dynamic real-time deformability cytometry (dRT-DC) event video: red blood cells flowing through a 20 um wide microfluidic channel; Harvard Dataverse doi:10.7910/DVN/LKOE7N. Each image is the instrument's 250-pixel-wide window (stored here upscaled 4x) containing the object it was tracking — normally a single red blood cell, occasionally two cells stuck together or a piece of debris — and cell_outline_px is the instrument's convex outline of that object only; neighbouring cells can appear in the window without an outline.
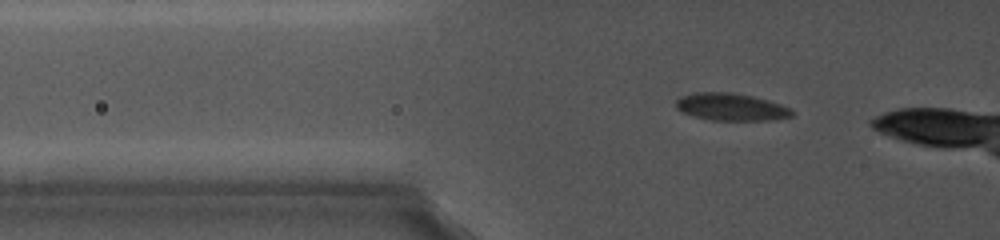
{"species": "common noctule bat (a hibernating species)", "species_latin": "Nyctalus noctula", "temperature_condition": "cold", "stored_images_in_passage": 30, "camera_frame_rate_fps": 5000, "um_per_image_px": 0.085, "animal": {"sex": "female", "body_mass_g": 19.0, "forearm_length_mm": 56.7}, "frame": {"image": 1, "passage_image": 4, "time_ms": 1.2, "image_size_px": [1000, 240], "cell_outline_px": [[796, 112], [792, 116], [776, 120], [712, 120], [680, 112], [676, 108], [676, 100], [680, 96], [692, 92], [732, 92], [752, 96], [768, 100], [792, 108]], "centroid_in_image_um": [62.16, 9.08], "position_along_channel_um": 63.6, "area_um2": 18.73}}
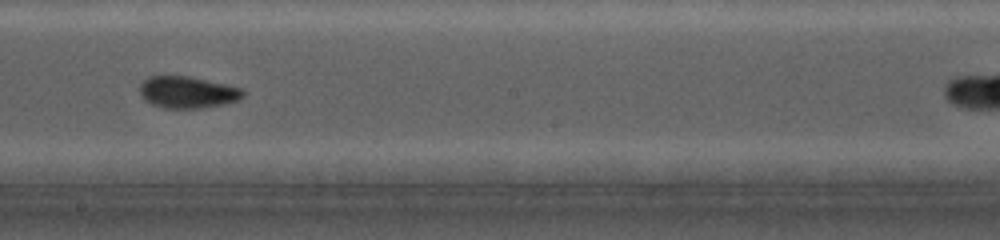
{"frame": {"image": 2, "passage_image": 18, "time_ms": 6.2, "image_size_px": [1000, 240], "cell_outline_px": [[244, 96], [236, 100], [224, 104], [200, 108], [164, 108], [152, 104], [144, 100], [140, 92], [140, 84], [148, 76], [188, 76], [224, 84], [240, 88], [244, 92]], "centroid_in_image_um": [15.9, 7.84], "position_along_channel_um": 232.3, "area_um2": 18.9}}
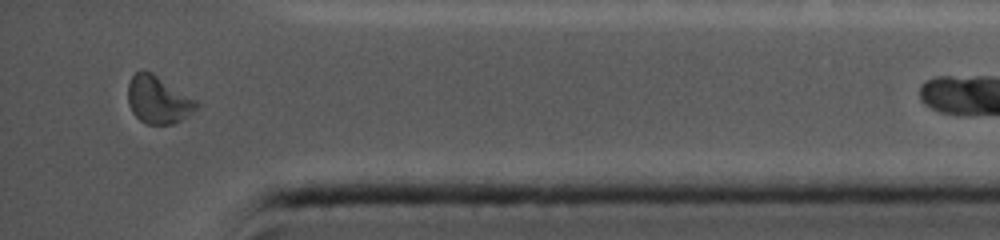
{"frame": {"image": 3, "passage_image": 29, "time_ms": 11.2, "image_size_px": [1000, 240], "cell_outline_px": [[196, 108], [192, 112], [180, 120], [172, 124], [148, 124], [140, 120], [132, 112], [128, 104], [128, 84], [132, 76], [136, 72], [152, 72], [196, 100]], "centroid_in_image_um": [13.41, 8.49], "position_along_channel_um": 421.8, "area_um2": 18.55}}